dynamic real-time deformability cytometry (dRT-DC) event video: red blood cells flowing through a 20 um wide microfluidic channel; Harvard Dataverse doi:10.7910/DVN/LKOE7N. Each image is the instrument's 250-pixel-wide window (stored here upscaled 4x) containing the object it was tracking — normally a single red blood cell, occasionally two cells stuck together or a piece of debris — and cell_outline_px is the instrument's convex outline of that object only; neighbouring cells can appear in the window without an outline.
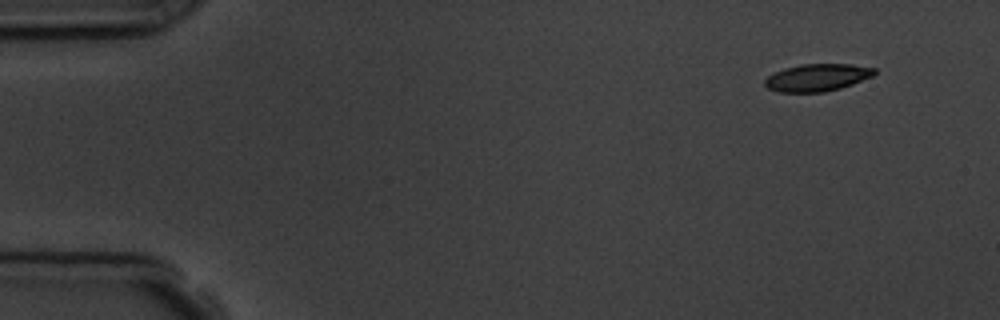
{"species": "common noctule bat (a hibernating species)", "species_latin": "Nyctalus noctula", "temperature_condition": "room temperature", "stored_images_in_passage": 4, "camera_frame_rate_fps": 3000, "um_per_image_px": 0.085, "animal": {"sex": "male", "body_mass_g": 19.5, "forearm_length_mm": 54.6}, "frame": {"image": 1, "passage_image": 1, "time_ms": 0.0, "image_size_px": [1000, 320], "cell_outline_px": [[876, 72], [872, 76], [852, 84], [840, 88], [824, 92], [776, 92], [768, 88], [764, 84], [764, 80], [768, 76], [784, 68], [800, 64], [852, 64], [876, 68]], "centroid_in_image_um": [69.45, 6.59], "position_along_channel_um": 15.5, "area_um2": 17.46}}